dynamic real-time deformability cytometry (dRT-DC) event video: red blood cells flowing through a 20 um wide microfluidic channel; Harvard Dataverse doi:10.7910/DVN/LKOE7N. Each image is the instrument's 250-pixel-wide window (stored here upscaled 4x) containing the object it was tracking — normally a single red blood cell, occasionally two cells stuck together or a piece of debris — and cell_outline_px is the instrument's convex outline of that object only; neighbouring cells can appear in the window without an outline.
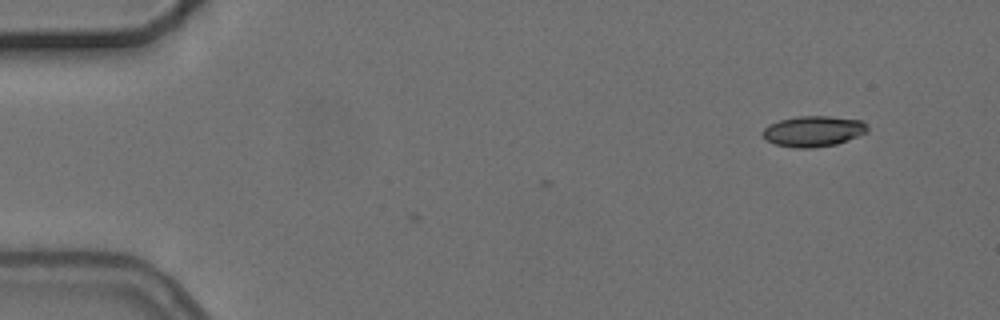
{"species": "common noctule bat (a hibernating species)", "species_latin": "Nyctalus noctula", "temperature_condition": "cold", "stored_images_in_passage": 2, "camera_frame_rate_fps": 3000, "um_per_image_px": 0.085, "animal": {"sex": "female", "body_mass_g": 24.6, "forearm_length_mm": 56.2}, "frame": {"image": 1, "passage_image": 2, "time_ms": 1.0, "image_size_px": [1000, 320], "cell_outline_px": [[868, 132], [836, 144], [812, 148], [796, 148], [776, 144], [764, 140], [760, 132], [768, 124], [780, 120], [796, 116], [828, 116], [860, 120], [868, 128]], "centroid_in_image_um": [69.07, 11.15], "position_along_channel_um": 15.9, "area_um2": 18.79}}